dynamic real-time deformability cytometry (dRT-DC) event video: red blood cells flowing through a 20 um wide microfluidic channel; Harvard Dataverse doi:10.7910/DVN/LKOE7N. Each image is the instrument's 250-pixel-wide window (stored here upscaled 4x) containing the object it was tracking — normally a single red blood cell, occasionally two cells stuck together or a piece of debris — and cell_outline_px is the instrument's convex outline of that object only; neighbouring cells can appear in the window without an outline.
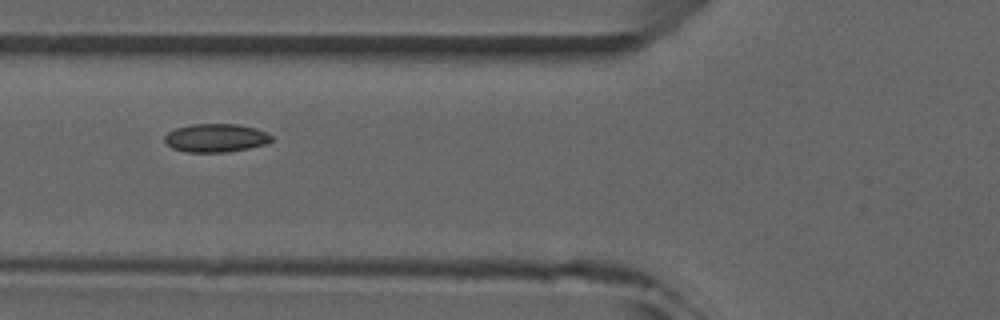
{"species": "common noctule bat (a hibernating species)", "species_latin": "Nyctalus noctula", "temperature_condition": "room temperature", "stored_images_in_passage": 7, "camera_frame_rate_fps": 3000, "um_per_image_px": 0.085, "animal": {"sex": "male", "forearm_length_mm": 52.5}, "frame": {"image": 1, "passage_image": 5, "time_ms": 5.333, "image_size_px": [1000, 320], "cell_outline_px": [[272, 140], [268, 144], [228, 152], [184, 152], [172, 148], [164, 140], [164, 136], [168, 132], [176, 128], [192, 124], [236, 124], [256, 128], [268, 132], [272, 136]], "centroid_in_image_um": [18.37, 11.72], "position_along_channel_um": 107.4, "area_um2": 17.8}}
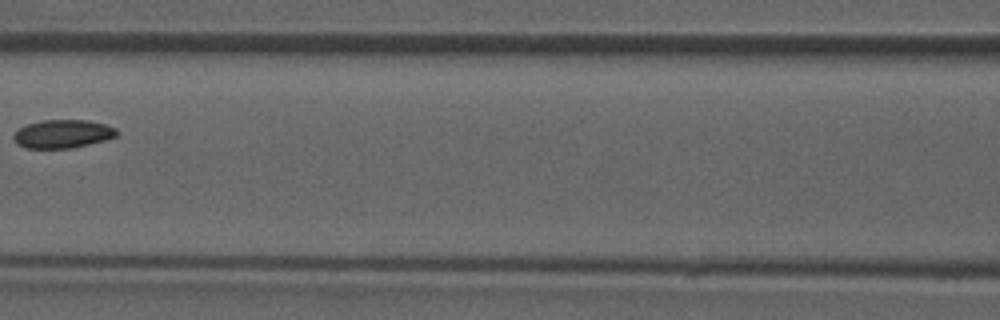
{"frame": {"image": 2, "passage_image": 6, "time_ms": 6.667, "image_size_px": [1000, 320], "cell_outline_px": [[120, 132], [116, 136], [104, 140], [72, 148], [24, 148], [16, 144], [12, 136], [20, 128], [28, 124], [44, 120], [88, 120], [104, 124], [116, 128]], "centroid_in_image_um": [5.33, 11.38], "position_along_channel_um": 161.3, "area_um2": 16.99}}